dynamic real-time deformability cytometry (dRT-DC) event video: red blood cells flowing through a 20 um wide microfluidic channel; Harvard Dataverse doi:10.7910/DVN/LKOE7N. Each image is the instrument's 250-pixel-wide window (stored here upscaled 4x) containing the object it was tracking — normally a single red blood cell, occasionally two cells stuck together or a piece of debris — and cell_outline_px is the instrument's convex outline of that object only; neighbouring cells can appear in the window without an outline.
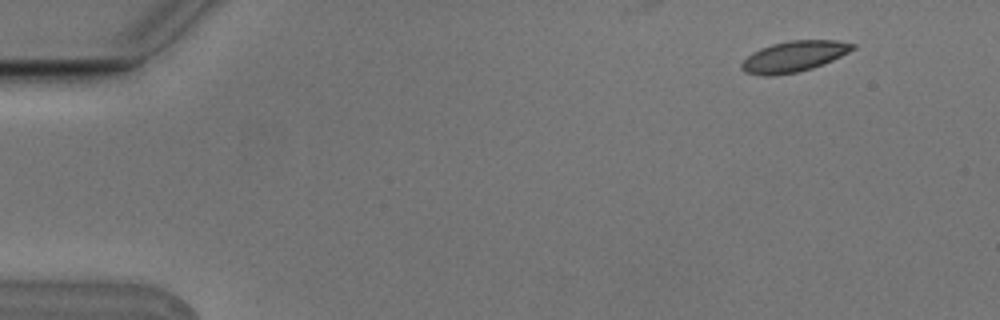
{"species": "Egyptian fruit bat (a non-hibernating species)", "species_latin": "Rousettus aegyptiacus", "temperature_condition": "cold", "stored_images_in_passage": 5, "camera_frame_rate_fps": 3000, "um_per_image_px": 0.085, "animal": {"sex": "male"}, "frame": {"image": 1, "passage_image": 1, "time_ms": 0.0, "image_size_px": [1000, 320], "cell_outline_px": [[856, 48], [824, 64], [812, 68], [796, 72], [772, 76], [764, 76], [744, 72], [740, 68], [740, 64], [752, 52], [760, 48], [772, 44], [792, 40], [836, 40], [856, 44]], "centroid_in_image_um": [67.47, 4.8], "position_along_channel_um": 17.5, "area_um2": 19.94}}